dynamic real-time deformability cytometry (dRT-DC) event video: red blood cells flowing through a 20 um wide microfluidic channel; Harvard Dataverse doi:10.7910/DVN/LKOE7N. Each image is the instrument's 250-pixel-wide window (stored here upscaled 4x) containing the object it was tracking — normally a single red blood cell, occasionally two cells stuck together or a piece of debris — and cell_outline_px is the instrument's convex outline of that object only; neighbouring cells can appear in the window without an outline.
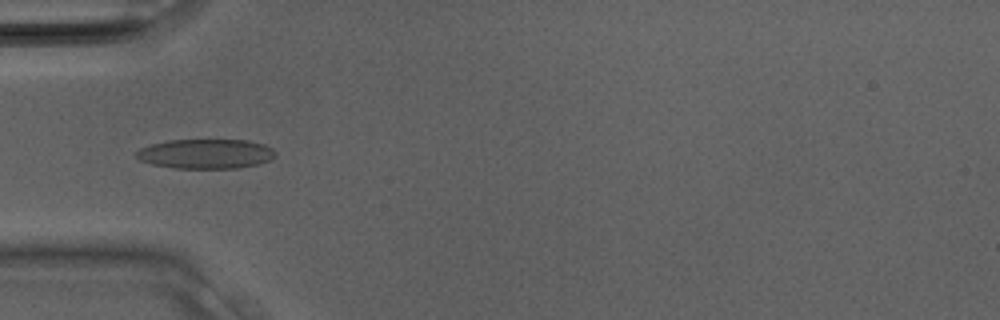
{"species": "Egyptian fruit bat (a non-hibernating species)", "species_latin": "Rousettus aegyptiacus", "temperature_condition": "room temperature", "stored_images_in_passage": 31, "camera_frame_rate_fps": 3000, "um_per_image_px": 0.085, "animal": {"sex": "male"}, "frame": {"image": 1, "passage_image": 10, "time_ms": 3.0, "image_size_px": [1000, 320], "cell_outline_px": [[276, 156], [272, 160], [256, 164], [236, 168], [172, 168], [152, 164], [140, 160], [132, 152], [140, 148], [152, 144], [168, 140], [248, 140], [264, 144], [272, 148], [276, 152]], "centroid_in_image_um": [17.48, 13.07], "position_along_channel_um": 67.5, "area_um2": 24.16}}
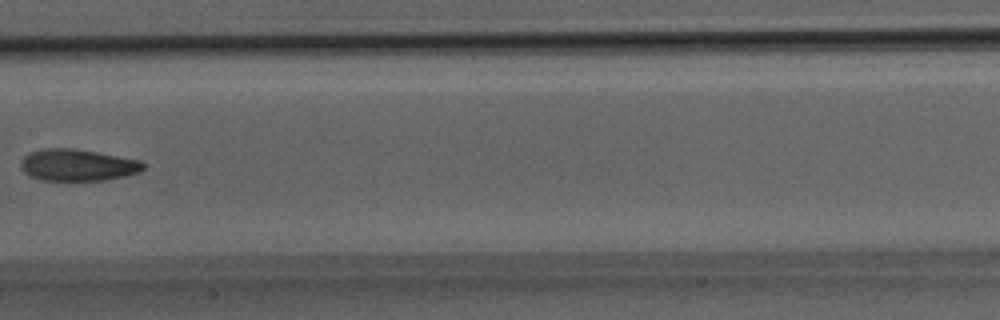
{"frame": {"image": 2, "passage_image": 16, "time_ms": 5.0, "image_size_px": [1000, 320], "cell_outline_px": [[144, 168], [140, 172], [124, 176], [104, 180], [40, 180], [28, 176], [24, 172], [20, 164], [24, 156], [28, 152], [40, 148], [76, 148], [140, 160], [144, 164]], "centroid_in_image_um": [6.56, 14.02], "position_along_channel_um": 200.8, "area_um2": 22.83}}
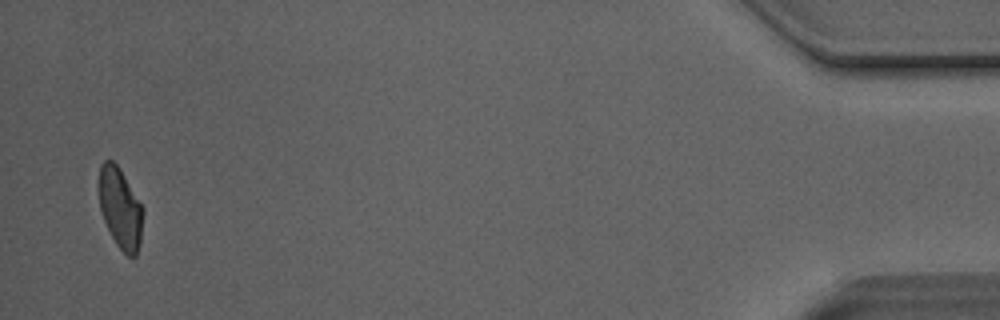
{"frame": {"image": 3, "passage_image": 30, "time_ms": 9.667, "image_size_px": [1000, 320], "cell_outline_px": [[144, 212], [140, 244], [136, 256], [128, 256], [116, 244], [100, 212], [100, 164], [104, 160], [112, 160], [120, 168], [144, 208]], "centroid_in_image_um": [10.25, 17.7], "position_along_channel_um": 424.9, "area_um2": 20.63}}